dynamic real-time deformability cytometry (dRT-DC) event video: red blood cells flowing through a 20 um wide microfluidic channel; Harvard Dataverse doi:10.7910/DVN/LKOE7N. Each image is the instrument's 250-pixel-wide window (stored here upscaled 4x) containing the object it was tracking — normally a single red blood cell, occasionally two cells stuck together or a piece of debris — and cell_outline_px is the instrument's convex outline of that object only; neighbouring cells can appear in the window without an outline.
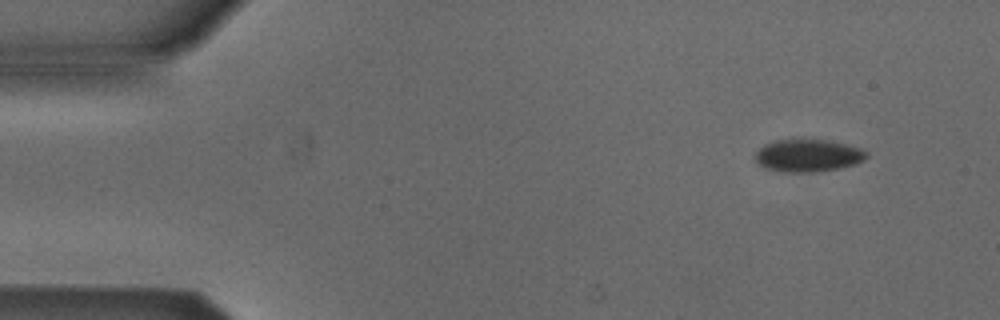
{"species": "Egyptian fruit bat (a non-hibernating species)", "species_latin": "Rousettus aegyptiacus", "temperature_condition": "cold", "stored_images_in_passage": 4, "camera_frame_rate_fps": 3000, "um_per_image_px": 0.085, "animal": {"sex": "male"}, "frame": {"image": 1, "passage_image": 2, "time_ms": 1.333, "image_size_px": [1000, 320], "cell_outline_px": [[868, 156], [864, 160], [856, 164], [840, 168], [816, 172], [780, 172], [764, 168], [756, 164], [756, 152], [764, 144], [776, 140], [828, 140], [860, 148], [868, 152]], "centroid_in_image_um": [68.67, 13.24], "position_along_channel_um": 16.3, "area_um2": 21.15}}